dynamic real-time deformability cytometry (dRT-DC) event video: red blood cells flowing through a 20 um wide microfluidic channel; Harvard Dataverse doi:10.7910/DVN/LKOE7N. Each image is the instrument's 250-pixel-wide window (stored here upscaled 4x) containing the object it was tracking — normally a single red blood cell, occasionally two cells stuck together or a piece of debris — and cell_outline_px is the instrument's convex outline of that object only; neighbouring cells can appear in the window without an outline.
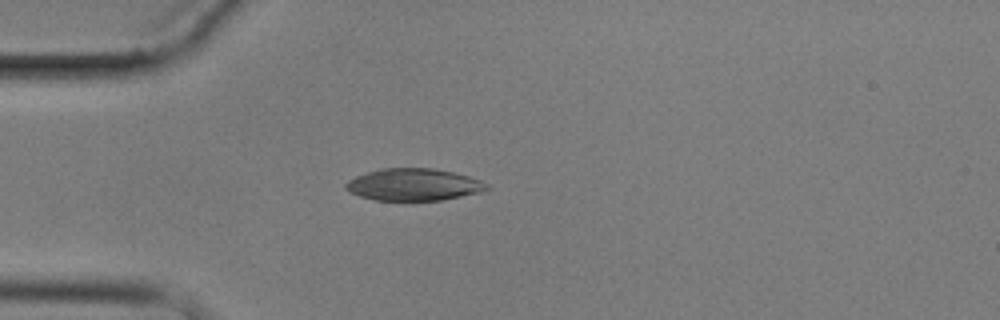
{"species": "common noctule bat (a hibernating species)", "species_latin": "Nyctalus noctula", "temperature_condition": "cold", "stored_images_in_passage": 5, "camera_frame_rate_fps": 3000, "um_per_image_px": 0.085, "animal": {"sex": "male", "body_mass_g": 17.9}, "frame": {"image": 1, "passage_image": 4, "time_ms": 3.667, "image_size_px": [1000, 320], "cell_outline_px": [[492, 188], [480, 192], [440, 200], [376, 200], [360, 196], [348, 192], [344, 188], [344, 184], [348, 180], [356, 176], [380, 168], [432, 168], [452, 172], [468, 176], [480, 180], [488, 184]], "centroid_in_image_um": [35.14, 15.69], "position_along_channel_um": 49.9, "area_um2": 26.3}}